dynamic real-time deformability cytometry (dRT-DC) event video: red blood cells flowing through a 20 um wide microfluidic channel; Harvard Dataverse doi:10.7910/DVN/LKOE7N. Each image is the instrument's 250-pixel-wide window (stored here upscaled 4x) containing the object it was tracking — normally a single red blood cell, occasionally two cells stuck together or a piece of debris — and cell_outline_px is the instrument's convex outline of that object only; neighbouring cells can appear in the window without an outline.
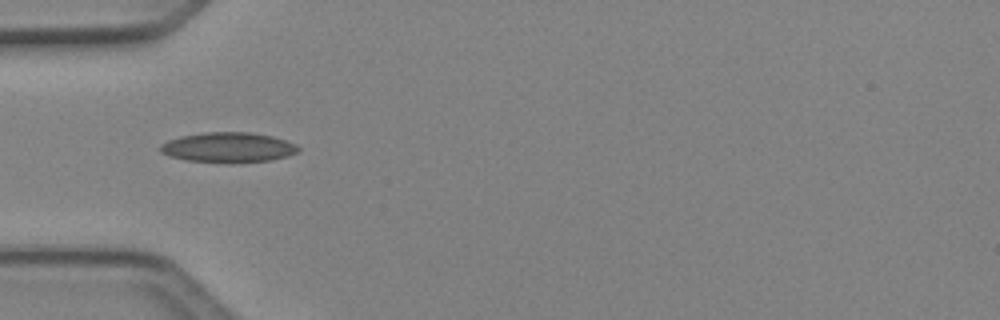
{"species": "Egyptian fruit bat (a non-hibernating species)", "species_latin": "Rousettus aegyptiacus", "temperature_condition": "cold", "stored_images_in_passage": 3, "camera_frame_rate_fps": 3000, "um_per_image_px": 0.085, "animal": {"sex": "female"}, "frame": {"image": 1, "passage_image": 3, "time_ms": 0.667, "image_size_px": [1000, 320], "cell_outline_px": [[300, 148], [296, 152], [288, 156], [272, 160], [240, 164], [184, 160], [168, 156], [160, 152], [160, 144], [168, 140], [180, 136], [204, 132], [252, 132], [272, 136], [296, 144]], "centroid_in_image_um": [19.38, 12.54], "position_along_channel_um": 65.6, "area_um2": 24.62}}